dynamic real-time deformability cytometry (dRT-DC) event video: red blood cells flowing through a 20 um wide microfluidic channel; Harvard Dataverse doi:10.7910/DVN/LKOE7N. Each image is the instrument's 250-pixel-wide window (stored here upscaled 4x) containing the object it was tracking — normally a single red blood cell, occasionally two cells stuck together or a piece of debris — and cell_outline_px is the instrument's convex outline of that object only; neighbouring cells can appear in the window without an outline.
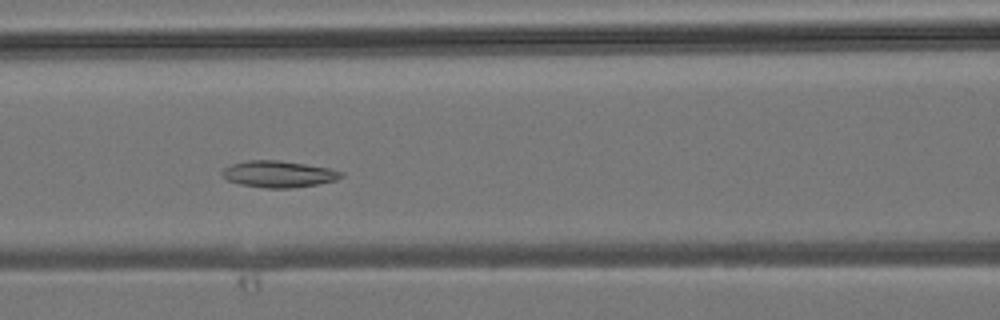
{"species": "common noctule bat (a hibernating species)", "species_latin": "Nyctalus noctula", "temperature_condition": "room temperature", "stored_images_in_passage": 43, "camera_frame_rate_fps": 3000, "um_per_image_px": 0.085, "animal": {"sex": "male", "body_mass_g": 19.2, "forearm_length_mm": 51.8}, "frame": {"image": 1, "passage_image": 18, "time_ms": 5.667, "image_size_px": [1000, 320], "cell_outline_px": [[344, 176], [336, 180], [316, 184], [292, 188], [264, 188], [240, 184], [228, 180], [220, 172], [224, 168], [232, 164], [248, 160], [280, 160], [328, 168], [344, 172]], "centroid_in_image_um": [23.68, 14.79], "position_along_channel_um": 142.9, "area_um2": 18.32}}
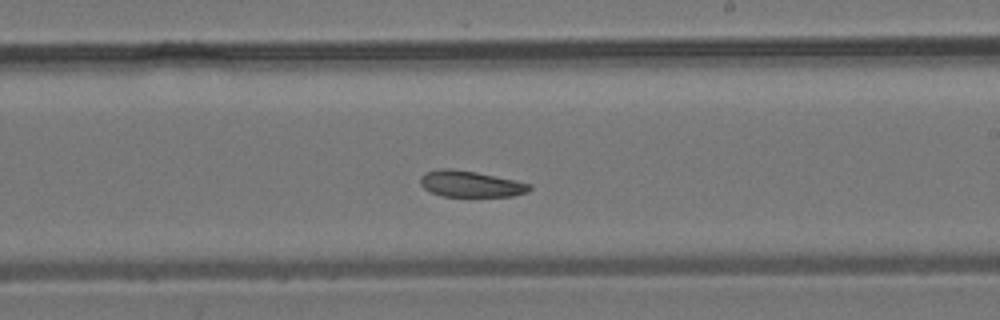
{"frame": {"image": 2, "passage_image": 25, "time_ms": 8.0, "image_size_px": [1000, 320], "cell_outline_px": [[532, 188], [528, 192], [512, 196], [444, 196], [432, 192], [424, 188], [420, 184], [420, 176], [424, 172], [440, 168], [452, 168], [476, 172], [532, 184]], "centroid_in_image_um": [39.98, 15.62], "position_along_channel_um": 249.0, "area_um2": 16.65}}
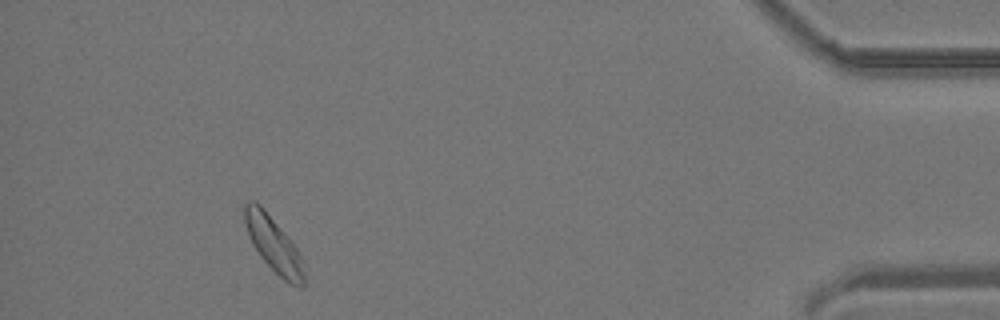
{"frame": {"image": 3, "passage_image": 40, "time_ms": 13.0, "image_size_px": [1000, 320], "cell_outline_px": [[304, 284], [300, 288], [288, 284], [260, 256], [252, 244], [244, 224], [244, 204], [260, 204], [284, 232], [300, 252], [304, 264]], "centroid_in_image_um": [23.29, 20.83], "position_along_channel_um": 411.9, "area_um2": 18.84}}